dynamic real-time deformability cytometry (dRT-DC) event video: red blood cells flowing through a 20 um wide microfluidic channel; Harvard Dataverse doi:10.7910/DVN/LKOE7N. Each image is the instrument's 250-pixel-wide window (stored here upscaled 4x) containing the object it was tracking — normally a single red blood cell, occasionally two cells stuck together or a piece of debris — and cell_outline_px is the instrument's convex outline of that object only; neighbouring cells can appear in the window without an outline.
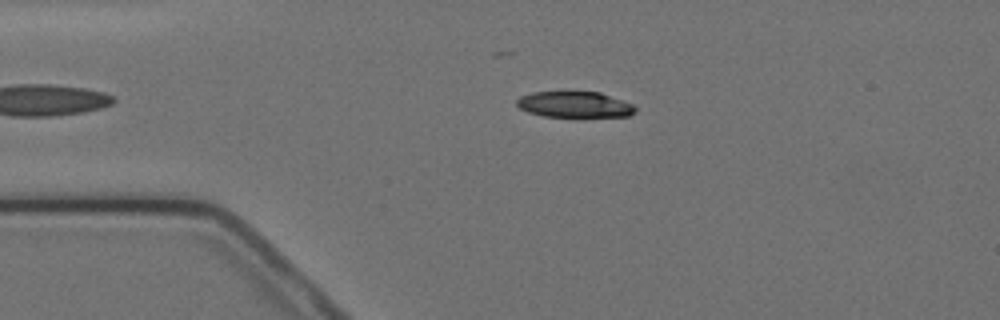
{"species": "Egyptian fruit bat (a non-hibernating species)", "species_latin": "Rousettus aegyptiacus", "temperature_condition": "cold", "stored_images_in_passage": 3, "camera_frame_rate_fps": 3000, "um_per_image_px": 0.085, "animal": {"sex": "female"}, "frame": {"image": 1, "passage_image": 2, "time_ms": 2.0, "image_size_px": [1000, 320], "cell_outline_px": [[636, 112], [628, 116], [544, 116], [528, 112], [520, 108], [516, 104], [516, 100], [520, 96], [532, 92], [600, 92], [624, 100], [632, 104], [636, 108]], "centroid_in_image_um": [48.84, 8.87], "position_along_channel_um": 36.2, "area_um2": 17.8}}